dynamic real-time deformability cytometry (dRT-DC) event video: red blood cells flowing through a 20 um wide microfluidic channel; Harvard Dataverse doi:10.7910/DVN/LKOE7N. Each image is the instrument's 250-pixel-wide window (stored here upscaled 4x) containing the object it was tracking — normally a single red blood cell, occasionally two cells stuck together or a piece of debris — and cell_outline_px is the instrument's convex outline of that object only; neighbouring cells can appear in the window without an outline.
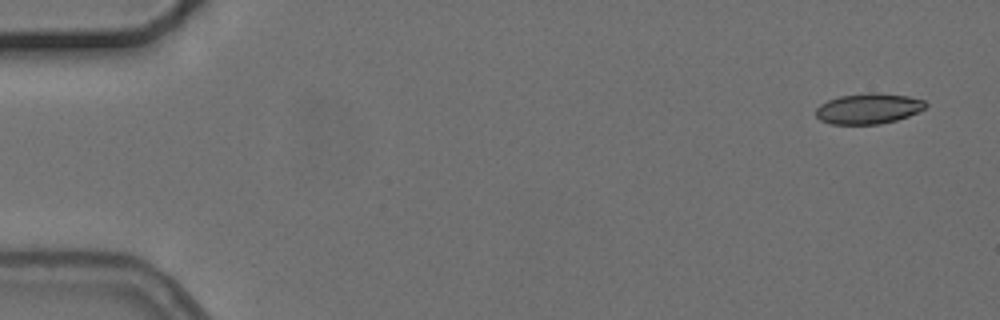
{"species": "common noctule bat (a hibernating species)", "species_latin": "Nyctalus noctula", "temperature_condition": "cold", "stored_images_in_passage": 4, "camera_frame_rate_fps": 3000, "um_per_image_px": 0.085, "animal": {"sex": "female", "body_mass_g": 24.6, "forearm_length_mm": 56.2}, "frame": {"image": 1, "passage_image": 1, "time_ms": 0.0, "image_size_px": [1000, 320], "cell_outline_px": [[928, 104], [924, 108], [908, 116], [896, 120], [880, 124], [832, 124], [820, 120], [816, 116], [816, 108], [820, 104], [828, 100], [840, 96], [868, 92], [876, 92], [908, 96], [924, 100]], "centroid_in_image_um": [73.81, 9.22], "position_along_channel_um": 11.2, "area_um2": 19.54}}
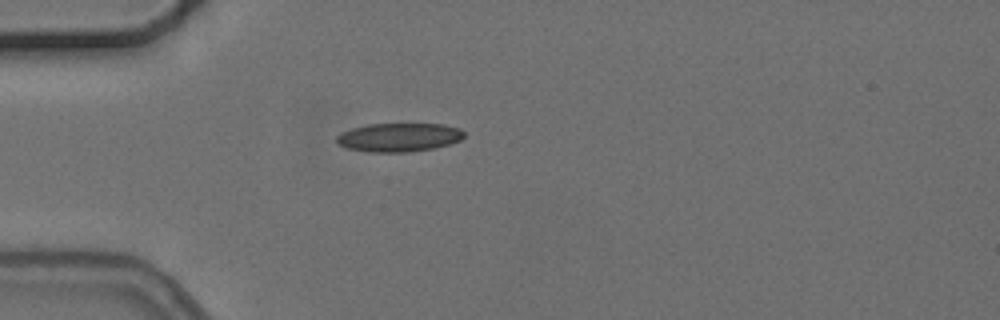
{"frame": {"image": 2, "passage_image": 4, "time_ms": 4.333, "image_size_px": [1000, 320], "cell_outline_px": [[464, 136], [460, 140], [448, 144], [432, 148], [408, 152], [368, 152], [348, 148], [336, 144], [336, 136], [340, 132], [352, 128], [368, 124], [444, 124], [460, 128], [464, 132]], "centroid_in_image_um": [33.87, 11.67], "position_along_channel_um": 51.1, "area_um2": 21.33}}